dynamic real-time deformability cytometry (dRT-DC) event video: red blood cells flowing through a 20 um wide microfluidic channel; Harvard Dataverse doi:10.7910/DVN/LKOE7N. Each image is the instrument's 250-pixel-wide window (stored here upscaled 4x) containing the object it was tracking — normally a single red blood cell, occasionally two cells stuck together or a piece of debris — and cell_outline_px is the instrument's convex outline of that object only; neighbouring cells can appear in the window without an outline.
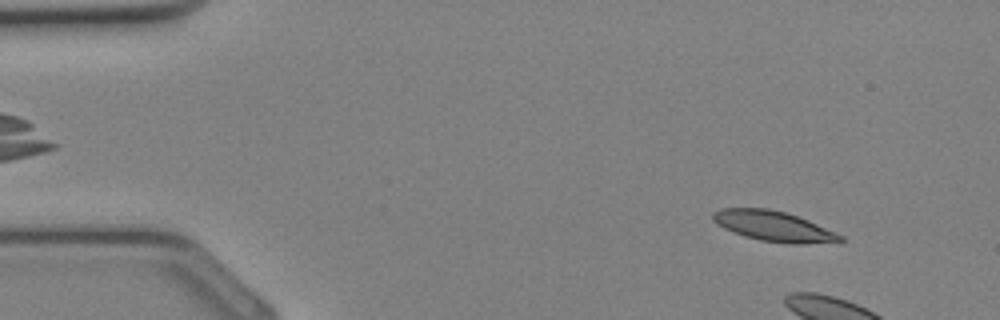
{"species": "Egyptian fruit bat (a non-hibernating species)", "species_latin": "Rousettus aegyptiacus", "temperature_condition": "cold", "stored_images_in_passage": 6, "camera_frame_rate_fps": 3000, "um_per_image_px": 0.085, "animal": {"sex": "female"}, "frame": {"image": 1, "passage_image": 3, "time_ms": 0.667, "image_size_px": [1000, 320], "cell_outline_px": [[844, 240], [804, 244], [788, 244], [760, 240], [744, 236], [724, 228], [716, 224], [712, 220], [712, 212], [720, 208], [768, 208], [784, 212], [808, 220], [836, 232], [844, 236]], "centroid_in_image_um": [65.72, 19.22], "position_along_channel_um": 19.3, "area_um2": 22.37}}